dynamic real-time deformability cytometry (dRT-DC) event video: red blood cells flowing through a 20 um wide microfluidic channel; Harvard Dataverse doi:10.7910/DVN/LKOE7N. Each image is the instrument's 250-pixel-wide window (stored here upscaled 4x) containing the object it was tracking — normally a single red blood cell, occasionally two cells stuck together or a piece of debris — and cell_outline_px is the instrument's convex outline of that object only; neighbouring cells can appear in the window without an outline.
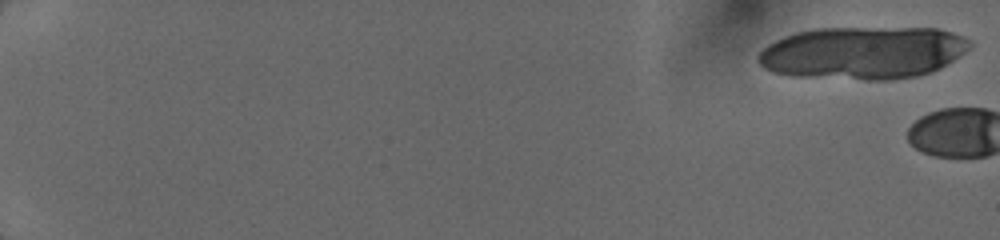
{"species": "human", "species_latin": "Homo sapiens", "temperature_condition": "cold", "stored_images_in_passage": 6, "camera_frame_rate_fps": 3000, "um_per_image_px": 0.085, "donor": {"sex": "female"}, "frame": {"image": 1, "passage_image": 1, "time_ms": 0.0, "image_size_px": [1000, 240], "cell_outline_px": [[972, 48], [960, 56], [940, 68], [932, 72], [916, 76], [892, 80], [864, 80], [788, 76], [772, 72], [764, 68], [756, 60], [756, 56], [768, 44], [784, 36], [796, 32], [816, 28], [936, 28], [952, 32], [968, 40], [972, 44]], "centroid_in_image_um": [73.33, 4.5], "position_along_channel_um": 11.7, "area_um2": 65.55}}